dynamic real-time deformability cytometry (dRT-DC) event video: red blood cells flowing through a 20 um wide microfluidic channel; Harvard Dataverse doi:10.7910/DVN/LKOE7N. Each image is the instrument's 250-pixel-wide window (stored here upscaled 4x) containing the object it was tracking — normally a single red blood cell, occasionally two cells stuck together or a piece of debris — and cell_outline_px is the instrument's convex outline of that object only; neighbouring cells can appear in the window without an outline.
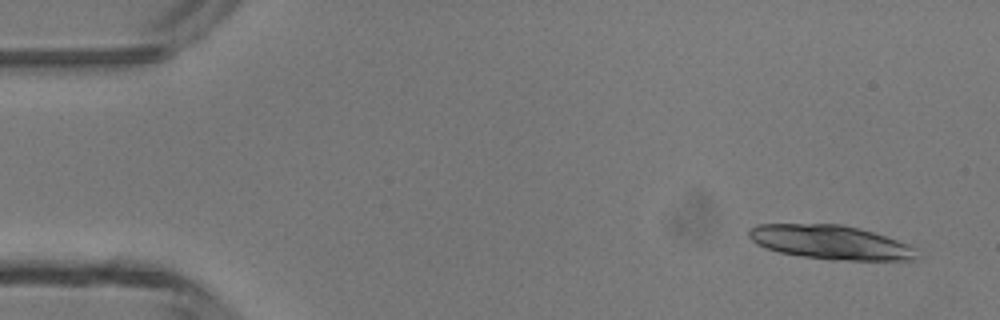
{"species": "common noctule bat (a hibernating species)", "species_latin": "Nyctalus noctula", "temperature_condition": "room temperature", "stored_images_in_passage": 4, "camera_frame_rate_fps": 3000, "um_per_image_px": 0.085, "animal": {"sex": "male", "body_mass_g": 13.3}, "frame": {"image": 1, "passage_image": 1, "time_ms": 0.0, "image_size_px": [1000, 320], "cell_outline_px": [[916, 260], [828, 260], [800, 256], [780, 252], [764, 248], [756, 244], [748, 236], [748, 232], [756, 224], [840, 224], [860, 228], [908, 244], [916, 248]], "centroid_in_image_um": [70.57, 20.6], "position_along_channel_um": 14.4, "area_um2": 33.35}}